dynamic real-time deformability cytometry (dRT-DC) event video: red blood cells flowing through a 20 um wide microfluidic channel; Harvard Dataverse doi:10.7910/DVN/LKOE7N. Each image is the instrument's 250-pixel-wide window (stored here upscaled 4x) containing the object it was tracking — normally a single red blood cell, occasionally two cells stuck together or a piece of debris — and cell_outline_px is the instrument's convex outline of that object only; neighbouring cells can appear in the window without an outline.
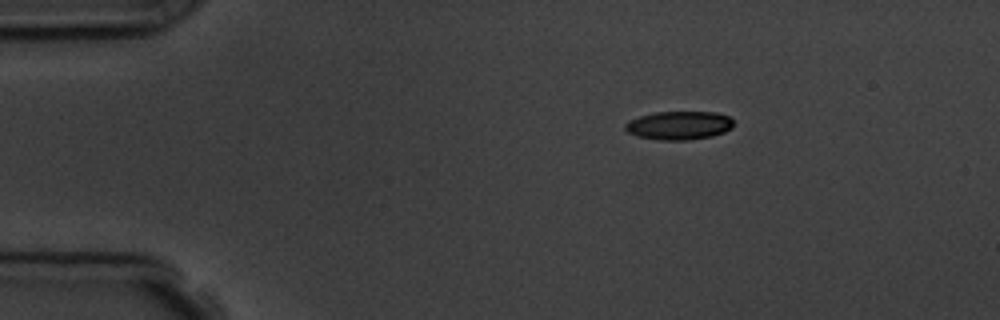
{"species": "common noctule bat (a hibernating species)", "species_latin": "Nyctalus noctula", "temperature_condition": "room temperature", "stored_images_in_passage": 3, "camera_frame_rate_fps": 3000, "um_per_image_px": 0.085, "animal": {"sex": "male", "body_mass_g": 19.5, "forearm_length_mm": 54.6}, "frame": {"image": 1, "passage_image": 1, "time_ms": 0.0, "image_size_px": [1000, 320], "cell_outline_px": [[732, 128], [724, 132], [712, 136], [688, 140], [660, 140], [636, 136], [628, 132], [624, 128], [624, 124], [628, 120], [640, 116], [656, 112], [716, 112], [728, 116], [732, 120]], "centroid_in_image_um": [57.69, 10.66], "position_along_channel_um": 27.3, "area_um2": 18.03}}